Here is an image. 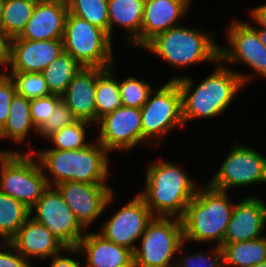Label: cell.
<instances>
[{
    "instance_id": "obj_1",
    "label": "cell",
    "mask_w": 266,
    "mask_h": 267,
    "mask_svg": "<svg viewBox=\"0 0 266 267\" xmlns=\"http://www.w3.org/2000/svg\"><path fill=\"white\" fill-rule=\"evenodd\" d=\"M215 69L194 86L191 76H174L182 95V118L184 124L194 119H212L230 108L238 93L245 88L240 76L220 59ZM229 68V69H228ZM243 88V89H242Z\"/></svg>"
},
{
    "instance_id": "obj_2",
    "label": "cell",
    "mask_w": 266,
    "mask_h": 267,
    "mask_svg": "<svg viewBox=\"0 0 266 267\" xmlns=\"http://www.w3.org/2000/svg\"><path fill=\"white\" fill-rule=\"evenodd\" d=\"M94 140L78 150L37 151L30 148L29 151L38 159L49 186L67 181L108 184L109 152L96 139Z\"/></svg>"
},
{
    "instance_id": "obj_3",
    "label": "cell",
    "mask_w": 266,
    "mask_h": 267,
    "mask_svg": "<svg viewBox=\"0 0 266 267\" xmlns=\"http://www.w3.org/2000/svg\"><path fill=\"white\" fill-rule=\"evenodd\" d=\"M144 189L138 194L154 216L181 218L199 188L196 180L173 161L147 165Z\"/></svg>"
},
{
    "instance_id": "obj_4",
    "label": "cell",
    "mask_w": 266,
    "mask_h": 267,
    "mask_svg": "<svg viewBox=\"0 0 266 267\" xmlns=\"http://www.w3.org/2000/svg\"><path fill=\"white\" fill-rule=\"evenodd\" d=\"M230 201L227 191L215 189L208 183L200 186L180 218L184 242L222 246L235 204Z\"/></svg>"
},
{
    "instance_id": "obj_5",
    "label": "cell",
    "mask_w": 266,
    "mask_h": 267,
    "mask_svg": "<svg viewBox=\"0 0 266 267\" xmlns=\"http://www.w3.org/2000/svg\"><path fill=\"white\" fill-rule=\"evenodd\" d=\"M215 33L181 24L156 35L142 49L153 53L174 69H185L201 62L215 64L219 60L220 50L213 37Z\"/></svg>"
},
{
    "instance_id": "obj_6",
    "label": "cell",
    "mask_w": 266,
    "mask_h": 267,
    "mask_svg": "<svg viewBox=\"0 0 266 267\" xmlns=\"http://www.w3.org/2000/svg\"><path fill=\"white\" fill-rule=\"evenodd\" d=\"M49 187L44 171L33 153L0 150V192L31 209Z\"/></svg>"
},
{
    "instance_id": "obj_7",
    "label": "cell",
    "mask_w": 266,
    "mask_h": 267,
    "mask_svg": "<svg viewBox=\"0 0 266 267\" xmlns=\"http://www.w3.org/2000/svg\"><path fill=\"white\" fill-rule=\"evenodd\" d=\"M142 143L158 146L175 128L184 127L182 95L176 81H167L153 90L140 108Z\"/></svg>"
},
{
    "instance_id": "obj_8",
    "label": "cell",
    "mask_w": 266,
    "mask_h": 267,
    "mask_svg": "<svg viewBox=\"0 0 266 267\" xmlns=\"http://www.w3.org/2000/svg\"><path fill=\"white\" fill-rule=\"evenodd\" d=\"M64 51L82 67L109 68L114 61L113 40L102 29L68 12L64 35Z\"/></svg>"
},
{
    "instance_id": "obj_9",
    "label": "cell",
    "mask_w": 266,
    "mask_h": 267,
    "mask_svg": "<svg viewBox=\"0 0 266 267\" xmlns=\"http://www.w3.org/2000/svg\"><path fill=\"white\" fill-rule=\"evenodd\" d=\"M139 241L133 252L134 267H175L184 243L181 219L154 216Z\"/></svg>"
},
{
    "instance_id": "obj_10",
    "label": "cell",
    "mask_w": 266,
    "mask_h": 267,
    "mask_svg": "<svg viewBox=\"0 0 266 267\" xmlns=\"http://www.w3.org/2000/svg\"><path fill=\"white\" fill-rule=\"evenodd\" d=\"M230 23L225 33L228 47L220 46L219 59L227 65L243 63L254 71L253 74H245L235 70L244 86L252 82L256 74L266 79V48L259 41L257 33L247 22L235 18Z\"/></svg>"
},
{
    "instance_id": "obj_11",
    "label": "cell",
    "mask_w": 266,
    "mask_h": 267,
    "mask_svg": "<svg viewBox=\"0 0 266 267\" xmlns=\"http://www.w3.org/2000/svg\"><path fill=\"white\" fill-rule=\"evenodd\" d=\"M233 141L229 154L207 183L215 189L227 192L235 187L266 184V157L252 147L235 139Z\"/></svg>"
},
{
    "instance_id": "obj_12",
    "label": "cell",
    "mask_w": 266,
    "mask_h": 267,
    "mask_svg": "<svg viewBox=\"0 0 266 267\" xmlns=\"http://www.w3.org/2000/svg\"><path fill=\"white\" fill-rule=\"evenodd\" d=\"M30 217L49 229L67 247H77L87 231L76 219L55 186H49L44 191L38 202L30 209Z\"/></svg>"
},
{
    "instance_id": "obj_13",
    "label": "cell",
    "mask_w": 266,
    "mask_h": 267,
    "mask_svg": "<svg viewBox=\"0 0 266 267\" xmlns=\"http://www.w3.org/2000/svg\"><path fill=\"white\" fill-rule=\"evenodd\" d=\"M97 141L110 153H128L142 144L141 111L120 106L99 119Z\"/></svg>"
},
{
    "instance_id": "obj_14",
    "label": "cell",
    "mask_w": 266,
    "mask_h": 267,
    "mask_svg": "<svg viewBox=\"0 0 266 267\" xmlns=\"http://www.w3.org/2000/svg\"><path fill=\"white\" fill-rule=\"evenodd\" d=\"M154 218L145 200L137 193L135 197L117 210L101 225L99 233L117 245L135 251L137 242Z\"/></svg>"
},
{
    "instance_id": "obj_15",
    "label": "cell",
    "mask_w": 266,
    "mask_h": 267,
    "mask_svg": "<svg viewBox=\"0 0 266 267\" xmlns=\"http://www.w3.org/2000/svg\"><path fill=\"white\" fill-rule=\"evenodd\" d=\"M55 187L86 230L114 201L113 188L109 184L67 181Z\"/></svg>"
},
{
    "instance_id": "obj_16",
    "label": "cell",
    "mask_w": 266,
    "mask_h": 267,
    "mask_svg": "<svg viewBox=\"0 0 266 267\" xmlns=\"http://www.w3.org/2000/svg\"><path fill=\"white\" fill-rule=\"evenodd\" d=\"M266 227V201L246 196L236 202L223 243H235L262 237Z\"/></svg>"
},
{
    "instance_id": "obj_17",
    "label": "cell",
    "mask_w": 266,
    "mask_h": 267,
    "mask_svg": "<svg viewBox=\"0 0 266 267\" xmlns=\"http://www.w3.org/2000/svg\"><path fill=\"white\" fill-rule=\"evenodd\" d=\"M67 14L66 0H38L25 29L12 39L62 40Z\"/></svg>"
},
{
    "instance_id": "obj_18",
    "label": "cell",
    "mask_w": 266,
    "mask_h": 267,
    "mask_svg": "<svg viewBox=\"0 0 266 267\" xmlns=\"http://www.w3.org/2000/svg\"><path fill=\"white\" fill-rule=\"evenodd\" d=\"M193 0H145L140 32V49L156 35L181 25Z\"/></svg>"
},
{
    "instance_id": "obj_19",
    "label": "cell",
    "mask_w": 266,
    "mask_h": 267,
    "mask_svg": "<svg viewBox=\"0 0 266 267\" xmlns=\"http://www.w3.org/2000/svg\"><path fill=\"white\" fill-rule=\"evenodd\" d=\"M30 263L32 259L46 260L65 252L67 246L44 225L29 217L9 241Z\"/></svg>"
},
{
    "instance_id": "obj_20",
    "label": "cell",
    "mask_w": 266,
    "mask_h": 267,
    "mask_svg": "<svg viewBox=\"0 0 266 267\" xmlns=\"http://www.w3.org/2000/svg\"><path fill=\"white\" fill-rule=\"evenodd\" d=\"M64 52L63 40L12 39L8 72H39Z\"/></svg>"
},
{
    "instance_id": "obj_21",
    "label": "cell",
    "mask_w": 266,
    "mask_h": 267,
    "mask_svg": "<svg viewBox=\"0 0 266 267\" xmlns=\"http://www.w3.org/2000/svg\"><path fill=\"white\" fill-rule=\"evenodd\" d=\"M87 231L77 245L85 259L83 267H134L132 250L107 240L98 231Z\"/></svg>"
},
{
    "instance_id": "obj_22",
    "label": "cell",
    "mask_w": 266,
    "mask_h": 267,
    "mask_svg": "<svg viewBox=\"0 0 266 267\" xmlns=\"http://www.w3.org/2000/svg\"><path fill=\"white\" fill-rule=\"evenodd\" d=\"M104 68L82 67L73 77L65 93L63 102L71 109L78 120L96 125L95 91L97 77Z\"/></svg>"
},
{
    "instance_id": "obj_23",
    "label": "cell",
    "mask_w": 266,
    "mask_h": 267,
    "mask_svg": "<svg viewBox=\"0 0 266 267\" xmlns=\"http://www.w3.org/2000/svg\"><path fill=\"white\" fill-rule=\"evenodd\" d=\"M145 0H108L109 37L113 40V27L126 32L130 46L140 48V32Z\"/></svg>"
},
{
    "instance_id": "obj_24",
    "label": "cell",
    "mask_w": 266,
    "mask_h": 267,
    "mask_svg": "<svg viewBox=\"0 0 266 267\" xmlns=\"http://www.w3.org/2000/svg\"><path fill=\"white\" fill-rule=\"evenodd\" d=\"M37 129L32 122L30 100L16 93L9 107L8 119L0 130V140H11L13 144H22Z\"/></svg>"
},
{
    "instance_id": "obj_25",
    "label": "cell",
    "mask_w": 266,
    "mask_h": 267,
    "mask_svg": "<svg viewBox=\"0 0 266 267\" xmlns=\"http://www.w3.org/2000/svg\"><path fill=\"white\" fill-rule=\"evenodd\" d=\"M223 261L228 267H252L266 261V236L253 240L223 243Z\"/></svg>"
},
{
    "instance_id": "obj_26",
    "label": "cell",
    "mask_w": 266,
    "mask_h": 267,
    "mask_svg": "<svg viewBox=\"0 0 266 267\" xmlns=\"http://www.w3.org/2000/svg\"><path fill=\"white\" fill-rule=\"evenodd\" d=\"M114 68L115 64L106 68L97 77L95 91L96 124L103 116L122 106L119 92V79L114 73Z\"/></svg>"
},
{
    "instance_id": "obj_27",
    "label": "cell",
    "mask_w": 266,
    "mask_h": 267,
    "mask_svg": "<svg viewBox=\"0 0 266 267\" xmlns=\"http://www.w3.org/2000/svg\"><path fill=\"white\" fill-rule=\"evenodd\" d=\"M82 66L67 52H63L41 73L48 84L51 94L62 96L73 77Z\"/></svg>"
},
{
    "instance_id": "obj_28",
    "label": "cell",
    "mask_w": 266,
    "mask_h": 267,
    "mask_svg": "<svg viewBox=\"0 0 266 267\" xmlns=\"http://www.w3.org/2000/svg\"><path fill=\"white\" fill-rule=\"evenodd\" d=\"M30 217V209L15 198L0 192V239L9 242Z\"/></svg>"
},
{
    "instance_id": "obj_29",
    "label": "cell",
    "mask_w": 266,
    "mask_h": 267,
    "mask_svg": "<svg viewBox=\"0 0 266 267\" xmlns=\"http://www.w3.org/2000/svg\"><path fill=\"white\" fill-rule=\"evenodd\" d=\"M38 0H5L2 31L11 38L19 36L30 20Z\"/></svg>"
},
{
    "instance_id": "obj_30",
    "label": "cell",
    "mask_w": 266,
    "mask_h": 267,
    "mask_svg": "<svg viewBox=\"0 0 266 267\" xmlns=\"http://www.w3.org/2000/svg\"><path fill=\"white\" fill-rule=\"evenodd\" d=\"M66 2L70 14L85 19L109 35L108 0H66Z\"/></svg>"
},
{
    "instance_id": "obj_31",
    "label": "cell",
    "mask_w": 266,
    "mask_h": 267,
    "mask_svg": "<svg viewBox=\"0 0 266 267\" xmlns=\"http://www.w3.org/2000/svg\"><path fill=\"white\" fill-rule=\"evenodd\" d=\"M90 127H93V124L83 120L64 126L46 139L53 144V147L48 149L78 150L88 146L91 140L87 142V129Z\"/></svg>"
},
{
    "instance_id": "obj_32",
    "label": "cell",
    "mask_w": 266,
    "mask_h": 267,
    "mask_svg": "<svg viewBox=\"0 0 266 267\" xmlns=\"http://www.w3.org/2000/svg\"><path fill=\"white\" fill-rule=\"evenodd\" d=\"M15 85L16 93L32 100L51 95L44 76L39 72H7Z\"/></svg>"
},
{
    "instance_id": "obj_33",
    "label": "cell",
    "mask_w": 266,
    "mask_h": 267,
    "mask_svg": "<svg viewBox=\"0 0 266 267\" xmlns=\"http://www.w3.org/2000/svg\"><path fill=\"white\" fill-rule=\"evenodd\" d=\"M153 90L150 83L133 75L119 80L121 104L124 107L140 109L148 101Z\"/></svg>"
},
{
    "instance_id": "obj_34",
    "label": "cell",
    "mask_w": 266,
    "mask_h": 267,
    "mask_svg": "<svg viewBox=\"0 0 266 267\" xmlns=\"http://www.w3.org/2000/svg\"><path fill=\"white\" fill-rule=\"evenodd\" d=\"M185 245L187 244L184 242L178 250V254L181 253L182 257H177L175 267H221L224 263L221 246L212 245L210 253H204V251L187 253V251L184 252Z\"/></svg>"
},
{
    "instance_id": "obj_35",
    "label": "cell",
    "mask_w": 266,
    "mask_h": 267,
    "mask_svg": "<svg viewBox=\"0 0 266 267\" xmlns=\"http://www.w3.org/2000/svg\"><path fill=\"white\" fill-rule=\"evenodd\" d=\"M78 119L74 116L71 109L63 100L54 108L50 117L37 129V135L46 140L53 133L59 131L64 126L76 122Z\"/></svg>"
},
{
    "instance_id": "obj_36",
    "label": "cell",
    "mask_w": 266,
    "mask_h": 267,
    "mask_svg": "<svg viewBox=\"0 0 266 267\" xmlns=\"http://www.w3.org/2000/svg\"><path fill=\"white\" fill-rule=\"evenodd\" d=\"M61 101L62 96L56 94L30 100L31 118L36 129L44 124Z\"/></svg>"
},
{
    "instance_id": "obj_37",
    "label": "cell",
    "mask_w": 266,
    "mask_h": 267,
    "mask_svg": "<svg viewBox=\"0 0 266 267\" xmlns=\"http://www.w3.org/2000/svg\"><path fill=\"white\" fill-rule=\"evenodd\" d=\"M16 95L15 85L7 74L0 72V130L4 127L12 99Z\"/></svg>"
},
{
    "instance_id": "obj_38",
    "label": "cell",
    "mask_w": 266,
    "mask_h": 267,
    "mask_svg": "<svg viewBox=\"0 0 266 267\" xmlns=\"http://www.w3.org/2000/svg\"><path fill=\"white\" fill-rule=\"evenodd\" d=\"M0 267H33L10 242H1Z\"/></svg>"
},
{
    "instance_id": "obj_39",
    "label": "cell",
    "mask_w": 266,
    "mask_h": 267,
    "mask_svg": "<svg viewBox=\"0 0 266 267\" xmlns=\"http://www.w3.org/2000/svg\"><path fill=\"white\" fill-rule=\"evenodd\" d=\"M67 252V253H66ZM65 253L68 255L69 253L72 254L71 256H64L63 253L60 252L59 254L53 255L50 259L49 267H82L80 261L74 260L73 255H81V252L77 247H67L65 249ZM72 257V258H71Z\"/></svg>"
},
{
    "instance_id": "obj_40",
    "label": "cell",
    "mask_w": 266,
    "mask_h": 267,
    "mask_svg": "<svg viewBox=\"0 0 266 267\" xmlns=\"http://www.w3.org/2000/svg\"><path fill=\"white\" fill-rule=\"evenodd\" d=\"M11 42L12 38L0 30V69L3 74L7 73L11 63Z\"/></svg>"
},
{
    "instance_id": "obj_41",
    "label": "cell",
    "mask_w": 266,
    "mask_h": 267,
    "mask_svg": "<svg viewBox=\"0 0 266 267\" xmlns=\"http://www.w3.org/2000/svg\"><path fill=\"white\" fill-rule=\"evenodd\" d=\"M250 16L260 28L266 29V2L251 9Z\"/></svg>"
},
{
    "instance_id": "obj_42",
    "label": "cell",
    "mask_w": 266,
    "mask_h": 267,
    "mask_svg": "<svg viewBox=\"0 0 266 267\" xmlns=\"http://www.w3.org/2000/svg\"><path fill=\"white\" fill-rule=\"evenodd\" d=\"M247 24L257 33L259 41L266 48V29L258 27L257 24L256 26Z\"/></svg>"
},
{
    "instance_id": "obj_43",
    "label": "cell",
    "mask_w": 266,
    "mask_h": 267,
    "mask_svg": "<svg viewBox=\"0 0 266 267\" xmlns=\"http://www.w3.org/2000/svg\"><path fill=\"white\" fill-rule=\"evenodd\" d=\"M5 0H0V30L2 31L3 5Z\"/></svg>"
},
{
    "instance_id": "obj_44",
    "label": "cell",
    "mask_w": 266,
    "mask_h": 267,
    "mask_svg": "<svg viewBox=\"0 0 266 267\" xmlns=\"http://www.w3.org/2000/svg\"><path fill=\"white\" fill-rule=\"evenodd\" d=\"M252 267H266V261L261 262V263H259V264H257V265H254V266H252Z\"/></svg>"
}]
</instances>
